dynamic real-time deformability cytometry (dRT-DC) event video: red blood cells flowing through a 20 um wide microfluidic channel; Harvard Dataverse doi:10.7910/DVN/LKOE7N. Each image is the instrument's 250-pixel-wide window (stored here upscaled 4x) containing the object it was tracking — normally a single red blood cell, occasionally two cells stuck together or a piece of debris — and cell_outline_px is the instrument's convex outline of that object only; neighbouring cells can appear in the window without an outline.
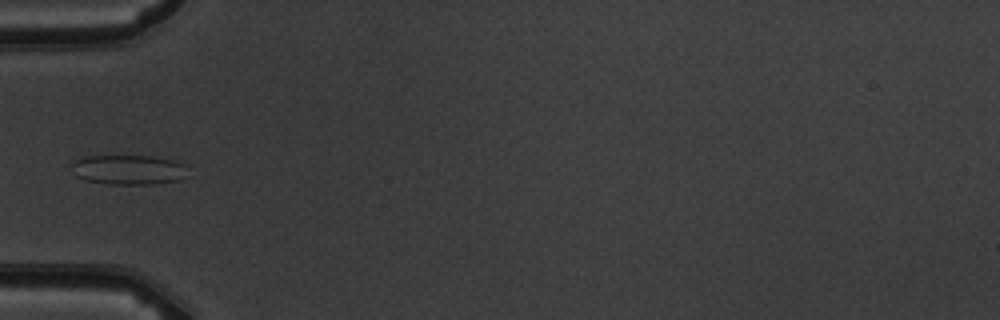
{"species": "common noctule bat (a hibernating species)", "species_latin": "Nyctalus noctula", "temperature_condition": "warm", "stored_images_in_passage": 6, "camera_frame_rate_fps": 3000, "um_per_image_px": 0.085, "animal": {"sex": "male", "body_mass_g": 19.5, "forearm_length_mm": 54.6}, "frame": {"image": 1, "passage_image": 5, "time_ms": 4.667, "image_size_px": [1000, 320], "cell_outline_px": [[184, 164], [180, 180], [152, 184], [108, 184], [84, 180], [76, 176], [72, 164], [76, 160], [84, 156], [152, 156], [172, 160]], "centroid_in_image_um": [10.85, 14.43], "position_along_channel_um": 74.1, "area_um2": 19.71}}
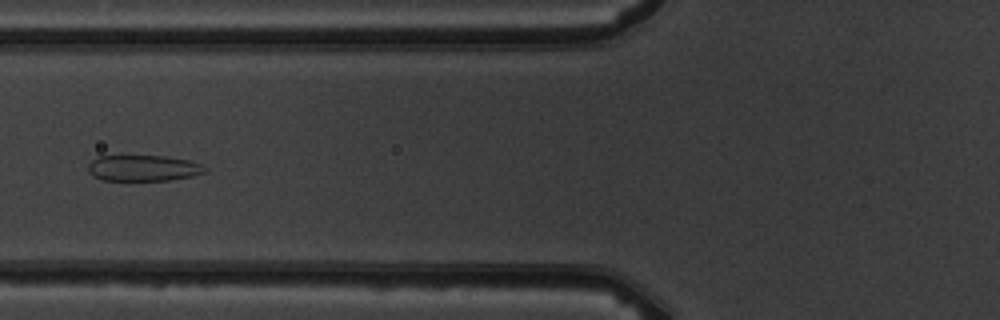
{"frame": {"image": 2, "passage_image": 6, "time_ms": 5.667, "image_size_px": [1000, 320], "cell_outline_px": [[208, 172], [192, 176], [172, 180], [104, 180], [92, 176], [88, 172], [88, 164], [96, 156], [164, 156], [188, 160], [200, 164]], "centroid_in_image_um": [12.15, 14.29], "position_along_channel_um": 113.7, "area_um2": 17.69}}